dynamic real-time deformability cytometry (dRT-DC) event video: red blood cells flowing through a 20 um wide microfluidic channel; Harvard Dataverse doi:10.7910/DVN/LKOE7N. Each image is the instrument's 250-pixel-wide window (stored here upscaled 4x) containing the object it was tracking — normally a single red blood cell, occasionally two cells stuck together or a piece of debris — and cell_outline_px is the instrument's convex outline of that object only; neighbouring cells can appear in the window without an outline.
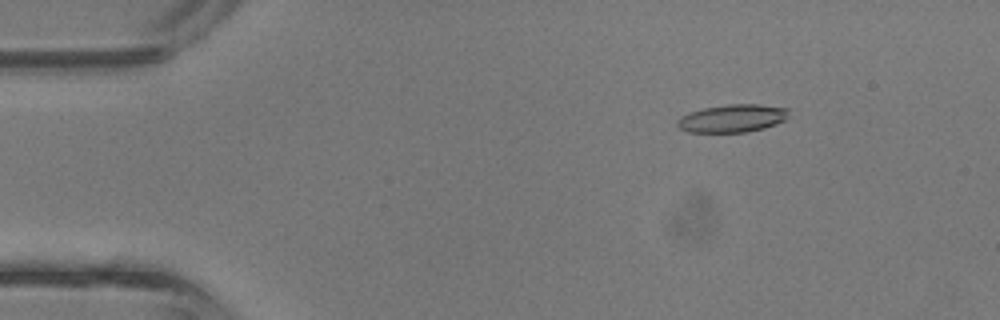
{"species": "common noctule bat (a hibernating species)", "species_latin": "Nyctalus noctula", "temperature_condition": "room temperature", "stored_images_in_passage": 42, "camera_frame_rate_fps": 3000, "um_per_image_px": 0.085, "animal": {"sex": "male", "body_mass_g": 13.3}, "frame": {"image": 1, "passage_image": 6, "time_ms": 1.667, "image_size_px": [1000, 320], "cell_outline_px": [[792, 108], [788, 116], [784, 120], [776, 124], [764, 128], [744, 132], [688, 132], [680, 128], [676, 124], [676, 120], [680, 116], [688, 112], [704, 108], [728, 104], [760, 104]], "centroid_in_image_um": [62.27, 10.04], "position_along_channel_um": 22.7, "area_um2": 18.32}}
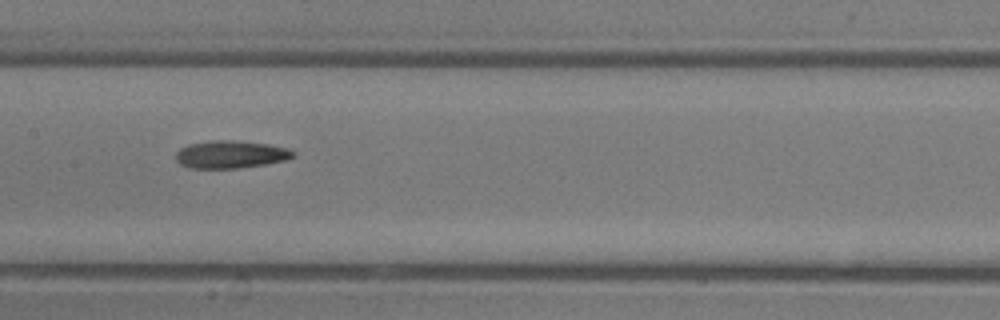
{"frame": {"image": 2, "passage_image": 21, "time_ms": 6.667, "image_size_px": [1000, 320], "cell_outline_px": [[296, 156], [284, 160], [264, 164], [236, 168], [192, 168], [180, 164], [176, 160], [176, 152], [180, 148], [188, 144], [212, 140], [236, 140], [268, 144], [288, 148], [296, 152]], "centroid_in_image_um": [19.61, 13.11], "position_along_channel_um": 187.8, "area_um2": 18.9}}
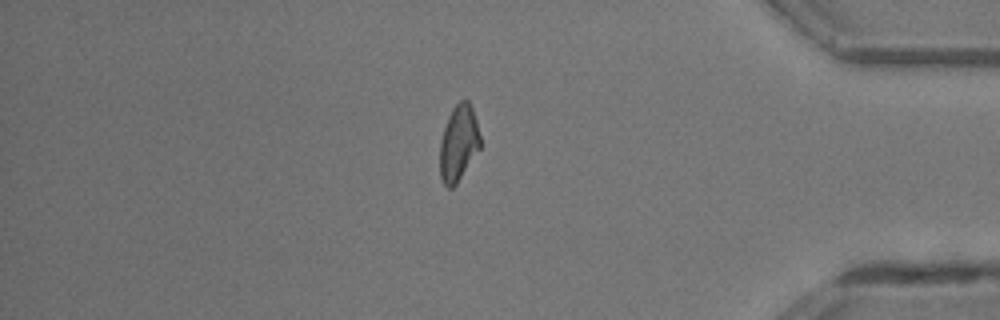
{"frame": {"image": 3, "passage_image": 36, "time_ms": 11.667, "image_size_px": [1000, 320], "cell_outline_px": [[480, 148], [456, 184], [452, 188], [448, 188], [444, 184], [440, 176], [440, 140], [448, 116], [452, 108], [460, 100], [468, 100], [472, 108], [476, 120], [480, 136]], "centroid_in_image_um": [38.97, 12.16], "position_along_channel_um": 396.2, "area_um2": 17.74}, "authors_computed_cell_mechanics": {"area_um2": 18.3804, "velocity_mm_per_s": 4.849, "shape_relaxation_time_tau1_ms": 11.242, "shape_relaxation_time_tau2_ms": null, "deformation_change_tau1": 0.3204, "deformation_change_tau2": null}}